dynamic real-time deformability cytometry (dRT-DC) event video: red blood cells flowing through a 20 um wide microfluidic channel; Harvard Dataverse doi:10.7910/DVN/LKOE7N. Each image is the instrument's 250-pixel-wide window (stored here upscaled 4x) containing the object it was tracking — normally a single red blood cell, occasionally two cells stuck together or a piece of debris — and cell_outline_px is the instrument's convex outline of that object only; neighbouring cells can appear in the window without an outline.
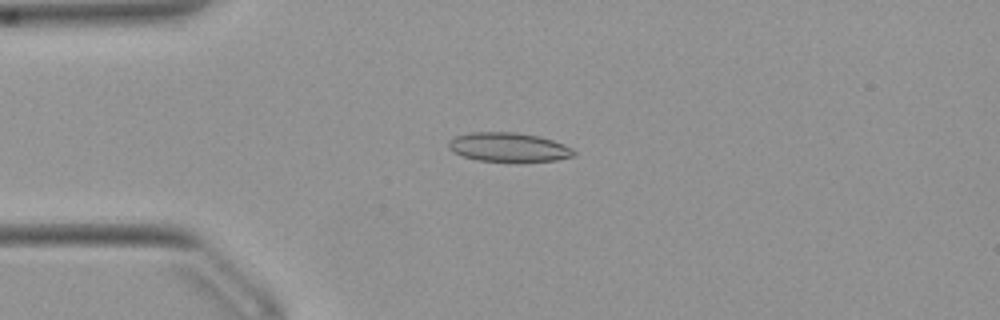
{"species": "Egyptian fruit bat (a non-hibernating species)", "species_latin": "Rousettus aegyptiacus", "temperature_condition": "warm", "stored_images_in_passage": 51, "camera_frame_rate_fps": 3000, "um_per_image_px": 0.085, "animal": {"sex": "female"}, "frame": {"image": 1, "passage_image": 12, "time_ms": 3.667, "image_size_px": [1000, 320], "cell_outline_px": [[576, 152], [572, 156], [556, 160], [476, 160], [452, 152], [448, 148], [448, 140], [456, 136], [472, 132], [516, 132], [540, 136], [564, 144], [572, 148]], "centroid_in_image_um": [43.2, 12.48], "position_along_channel_um": 41.8, "area_um2": 20.87}}
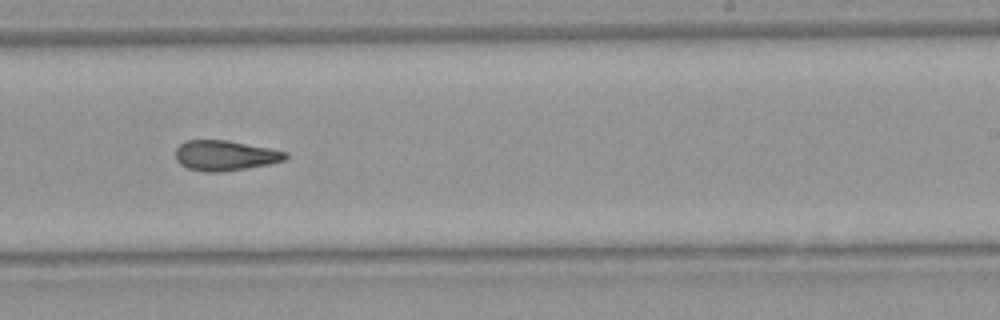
{"frame": {"image": 2, "passage_image": 31, "time_ms": 10.0, "image_size_px": [1000, 320], "cell_outline_px": [[288, 156], [284, 160], [268, 164], [220, 172], [204, 172], [188, 168], [180, 164], [176, 160], [176, 148], [184, 140], [228, 140], [288, 152]], "centroid_in_image_um": [19.1, 13.21], "position_along_channel_um": 269.9, "area_um2": 19.25}}
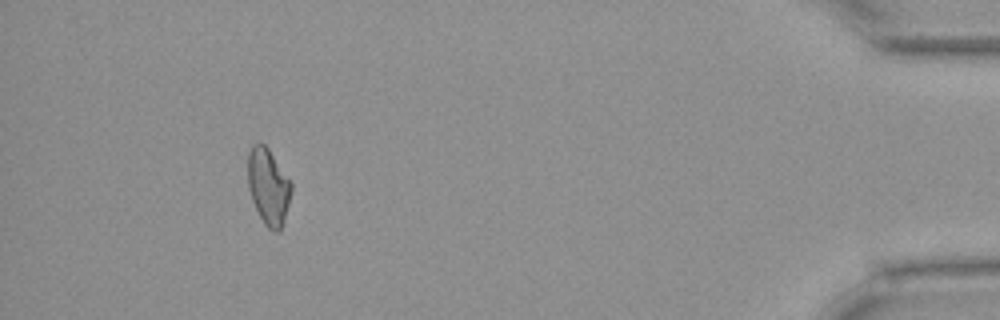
{"frame": {"image": 3, "passage_image": 47, "time_ms": 15.333, "image_size_px": [1000, 320], "cell_outline_px": [[292, 192], [284, 220], [280, 228], [276, 232], [272, 232], [264, 224], [252, 200], [248, 188], [248, 152], [252, 144], [260, 140], [268, 148], [292, 184]], "centroid_in_image_um": [22.79, 15.83], "position_along_channel_um": 412.4, "area_um2": 19.31}, "authors_computed_cell_mechanics": {"area_um2": 19.941, "velocity_mm_per_s": 3.9411, "shape_relaxation_time_tau1_ms": null, "shape_relaxation_time_tau2_ms": 4.1279, "deformation_change_tau1": null, "deformation_change_tau2": 0.1349}}